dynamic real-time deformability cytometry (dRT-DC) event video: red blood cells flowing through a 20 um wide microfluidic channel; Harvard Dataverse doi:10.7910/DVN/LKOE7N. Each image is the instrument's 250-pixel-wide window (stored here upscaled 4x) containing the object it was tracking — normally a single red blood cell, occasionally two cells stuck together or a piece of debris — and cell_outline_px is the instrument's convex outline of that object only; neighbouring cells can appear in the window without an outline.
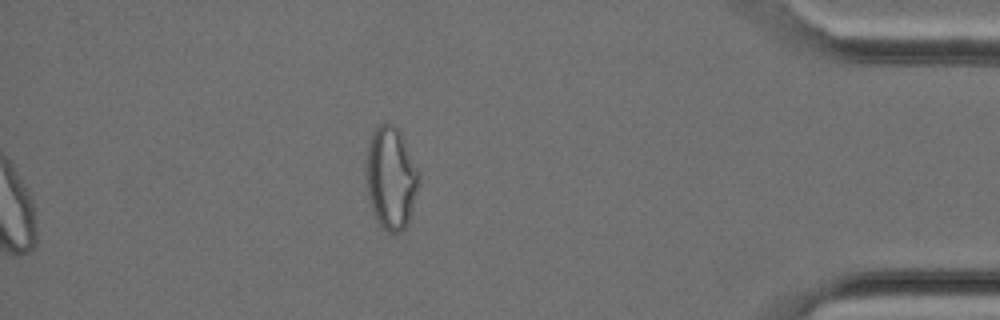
{"species": "Egyptian fruit bat (a non-hibernating species)", "species_latin": "Rousettus aegyptiacus", "temperature_condition": "cold", "stored_images_in_passage": 37, "camera_frame_rate_fps": 3000, "um_per_image_px": 0.085, "animal": {"sex": "female"}, "frame": {"image": 1, "passage_image": 37, "time_ms": 12.0, "image_size_px": [1000, 320], "cell_outline_px": [[420, 180], [412, 212], [408, 224], [400, 232], [388, 232], [376, 220], [372, 212], [368, 196], [364, 176], [364, 164], [368, 144], [372, 132], [380, 124], [392, 124], [400, 132], [420, 172]], "centroid_in_image_um": [33.21, 15.14], "position_along_channel_um": 402.0, "area_um2": 32.08}}